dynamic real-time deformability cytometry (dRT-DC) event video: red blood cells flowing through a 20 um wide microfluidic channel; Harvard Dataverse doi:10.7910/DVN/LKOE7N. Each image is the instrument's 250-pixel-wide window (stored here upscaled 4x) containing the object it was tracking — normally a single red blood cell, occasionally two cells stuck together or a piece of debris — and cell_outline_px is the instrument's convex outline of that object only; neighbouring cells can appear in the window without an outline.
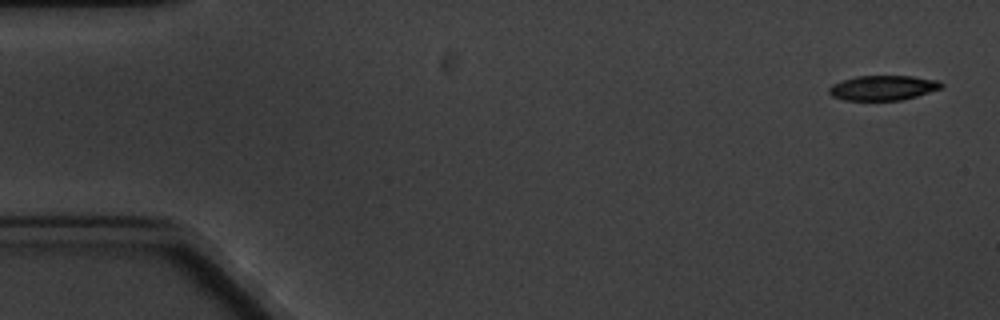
{"species": "common noctule bat (a hibernating species)", "species_latin": "Nyctalus noctula", "temperature_condition": "cold", "stored_images_in_passage": 6, "segment_of_instrument_passage": [1, 2], "camera_frame_rate_fps": 3000, "um_per_image_px": 0.085, "animal": {"sex": "male", "body_mass_g": 20.1, "forearm_length_mm": 53.5}, "frame": {"image": 1, "passage_image": 1, "time_ms": 0.0, "image_size_px": [1000, 320], "cell_outline_px": [[944, 84], [940, 88], [916, 96], [900, 100], [844, 100], [832, 96], [828, 92], [828, 88], [832, 84], [856, 76], [912, 76], [936, 80]], "centroid_in_image_um": [75.01, 7.46], "position_along_channel_um": 10.0, "area_um2": 16.07}}
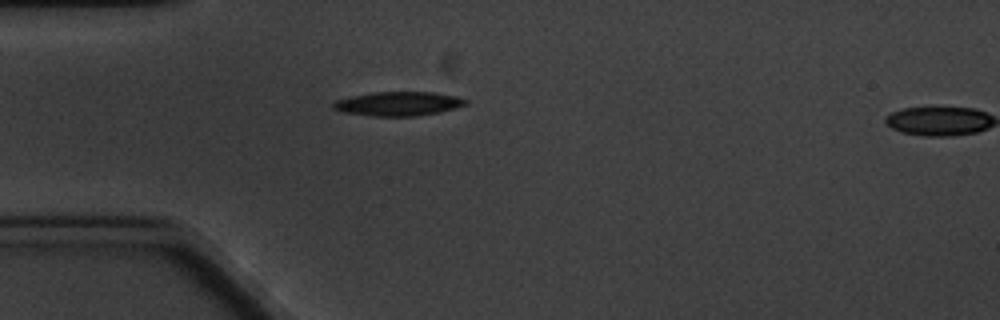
{"frame": {"image": 2, "passage_image": 5, "time_ms": 4.667, "image_size_px": [1000, 320], "cell_outline_px": [[468, 104], [456, 108], [440, 112], [416, 116], [372, 116], [344, 112], [332, 108], [332, 104], [336, 100], [352, 96], [372, 92], [432, 92], [456, 96], [468, 100]], "centroid_in_image_um": [33.88, 8.82], "position_along_channel_um": 51.1, "area_um2": 18.61}}